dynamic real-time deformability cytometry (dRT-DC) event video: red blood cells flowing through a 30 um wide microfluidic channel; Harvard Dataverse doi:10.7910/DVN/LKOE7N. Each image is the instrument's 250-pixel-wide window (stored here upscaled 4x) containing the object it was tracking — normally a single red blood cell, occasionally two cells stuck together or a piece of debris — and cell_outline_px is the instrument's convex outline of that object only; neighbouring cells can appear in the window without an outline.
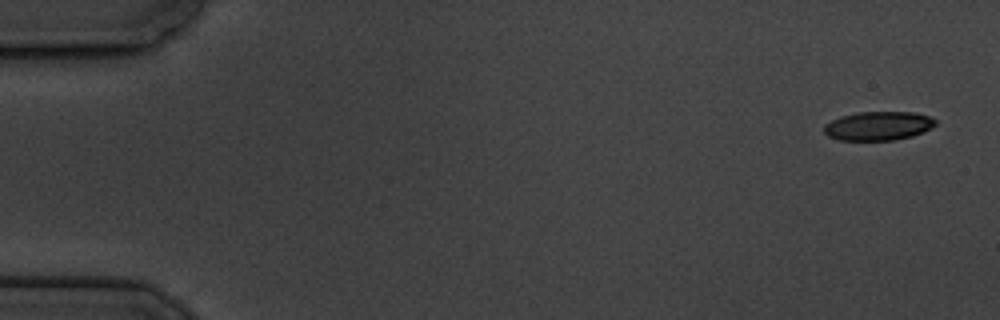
{"species": "common noctule bat (a hibernating species)", "species_latin": "Nyctalus noctula", "temperature_condition": "cold", "stored_images_in_passage": 10, "camera_frame_rate_fps": 3000, "um_per_image_px": 0.085, "animal": {"sex": "male", "body_mass_g": 19.5, "forearm_length_mm": 54.6}, "frame": {"image": 1, "passage_image": 1, "time_ms": 0.0, "image_size_px": [1000, 320], "cell_outline_px": [[936, 124], [932, 128], [924, 132], [912, 136], [892, 140], [840, 140], [828, 136], [824, 132], [824, 124], [840, 116], [856, 112], [916, 112], [928, 116], [936, 120]], "centroid_in_image_um": [74.66, 10.69], "position_along_channel_um": 10.3, "area_um2": 18.84}}
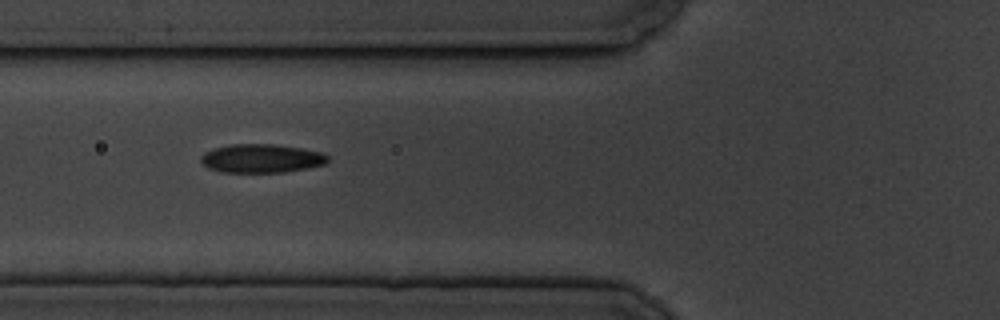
{"frame": {"image": 2, "passage_image": 7, "time_ms": 6.667, "image_size_px": [1000, 320], "cell_outline_px": [[328, 160], [324, 164], [308, 168], [284, 172], [220, 172], [208, 168], [200, 160], [200, 156], [204, 152], [212, 148], [228, 144], [272, 144], [300, 148], [324, 152], [328, 156]], "centroid_in_image_um": [22.19, 13.46], "position_along_channel_um": 103.6, "area_um2": 21.33}}
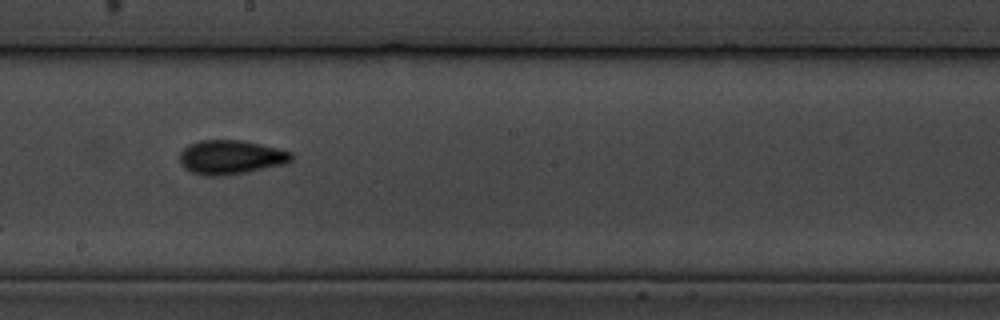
{"frame": {"image": 3, "passage_image": 10, "time_ms": 10.333, "image_size_px": [1000, 320], "cell_outline_px": [[292, 160], [284, 164], [248, 172], [220, 176], [204, 176], [192, 172], [184, 168], [180, 160], [180, 152], [188, 144], [200, 140], [240, 140], [260, 144], [292, 152]], "centroid_in_image_um": [19.6, 13.37], "position_along_channel_um": 228.6, "area_um2": 22.2}}